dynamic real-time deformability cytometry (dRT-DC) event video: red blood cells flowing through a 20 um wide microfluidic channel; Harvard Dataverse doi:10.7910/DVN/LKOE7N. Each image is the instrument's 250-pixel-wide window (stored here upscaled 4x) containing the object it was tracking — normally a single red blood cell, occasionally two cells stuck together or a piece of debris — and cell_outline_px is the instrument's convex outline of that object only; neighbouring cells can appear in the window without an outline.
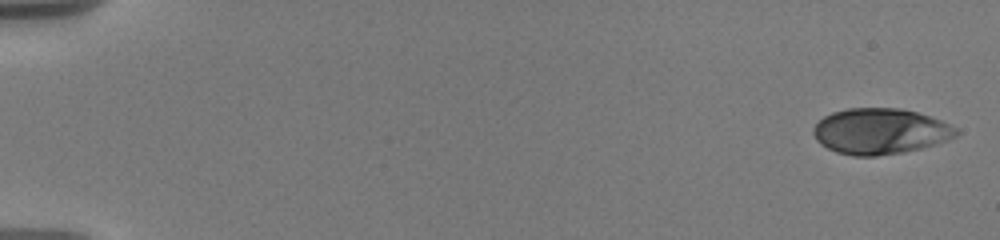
{"species": "human", "species_latin": "Homo sapiens", "temperature_condition": "warm", "stored_images_in_passage": 45, "camera_frame_rate_fps": 3000, "um_per_image_px": 0.085, "donor": {"sex": "male"}, "frame": {"image": 1, "passage_image": 1, "time_ms": 0.0, "image_size_px": [1000, 240], "cell_outline_px": [[960, 132], [956, 136], [920, 148], [904, 152], [876, 156], [852, 156], [836, 152], [820, 144], [816, 140], [812, 132], [812, 128], [824, 116], [832, 112], [848, 108], [900, 108], [916, 112], [940, 120], [956, 128]], "centroid_in_image_um": [74.76, 11.16], "position_along_channel_um": 10.2, "area_um2": 37.92}}
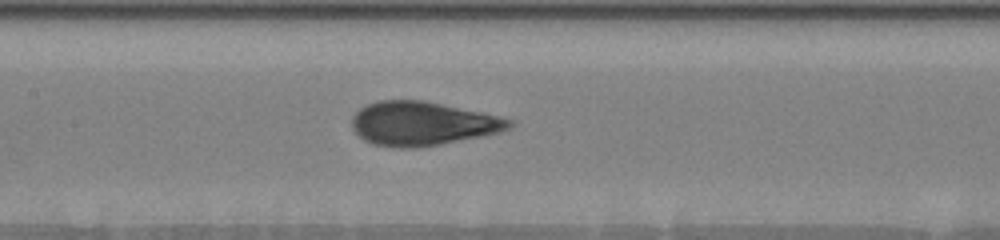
{"frame": {"image": 2, "passage_image": 21, "time_ms": 9.0, "image_size_px": [1000, 240], "cell_outline_px": [[516, 124], [512, 128], [500, 132], [440, 144], [416, 148], [400, 148], [372, 144], [364, 140], [352, 128], [352, 116], [360, 108], [376, 100], [424, 100], [500, 116], [512, 120]], "centroid_in_image_um": [35.91, 10.5], "position_along_channel_um": 171.5, "area_um2": 40.29}}
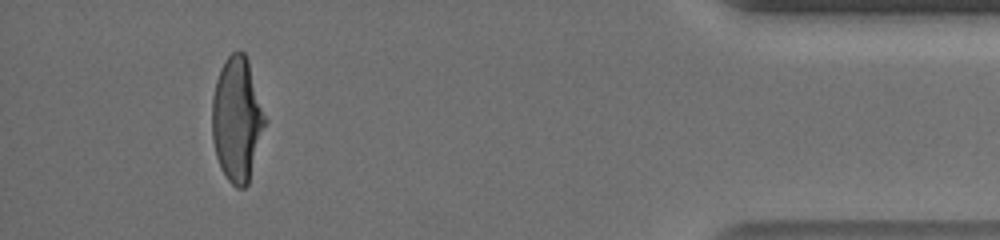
{"frame": {"image": 3, "passage_image": 42, "time_ms": 17.0, "image_size_px": [1000, 240], "cell_outline_px": [[268, 120], [248, 184], [244, 188], [236, 188], [228, 180], [220, 168], [216, 156], [212, 140], [212, 96], [216, 80], [220, 68], [224, 60], [232, 52], [244, 52], [248, 60]], "centroid_in_image_um": [20.16, 10.16], "position_along_channel_um": 415.0, "area_um2": 38.96}, "authors_computed_cell_mechanics": {"area_um2": 38.9572, "velocity_mm_per_s": 3.6612, "shape_relaxation_time_tau1_ms": 4.6005, "shape_relaxation_time_tau2_ms": null, "deformation_change_tau1": 0.1767, "deformation_change_tau2": null}}